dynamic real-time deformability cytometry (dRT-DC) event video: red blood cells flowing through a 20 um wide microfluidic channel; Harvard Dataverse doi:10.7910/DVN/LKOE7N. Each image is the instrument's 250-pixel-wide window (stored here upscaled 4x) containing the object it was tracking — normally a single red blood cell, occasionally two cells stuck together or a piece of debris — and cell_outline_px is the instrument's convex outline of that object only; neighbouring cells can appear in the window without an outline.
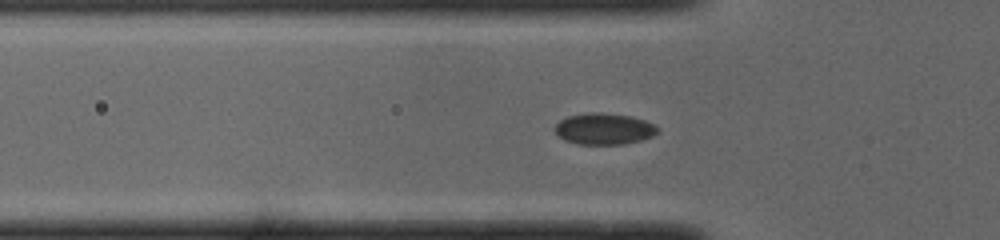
{"species": "common noctule bat (a hibernating species)", "species_latin": "Nyctalus noctula", "temperature_condition": "cold", "stored_images_in_passage": 45, "camera_frame_rate_fps": 3000, "um_per_image_px": 0.085, "animal": {"sex": "male", "body_mass_g": 19.0, "forearm_length_mm": 50.8}, "frame": {"image": 1, "passage_image": 8, "time_ms": 2.333, "image_size_px": [1000, 240], "cell_outline_px": [[660, 128], [652, 136], [640, 140], [624, 144], [576, 144], [564, 140], [556, 132], [556, 124], [560, 120], [568, 116], [588, 112], [600, 112], [632, 116], [656, 124]], "centroid_in_image_um": [51.36, 10.94], "position_along_channel_um": 74.4, "area_um2": 18.79}}
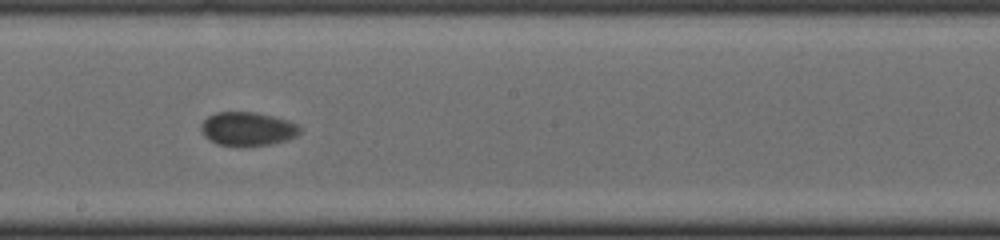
{"frame": {"image": 2, "passage_image": 20, "time_ms": 6.333, "image_size_px": [1000, 240], "cell_outline_px": [[300, 132], [296, 136], [288, 140], [268, 144], [240, 148], [216, 144], [208, 140], [204, 136], [200, 128], [200, 124], [208, 116], [216, 112], [256, 112], [288, 120], [296, 124], [300, 128]], "centroid_in_image_um": [21.0, 10.98], "position_along_channel_um": 227.2, "area_um2": 19.83}}
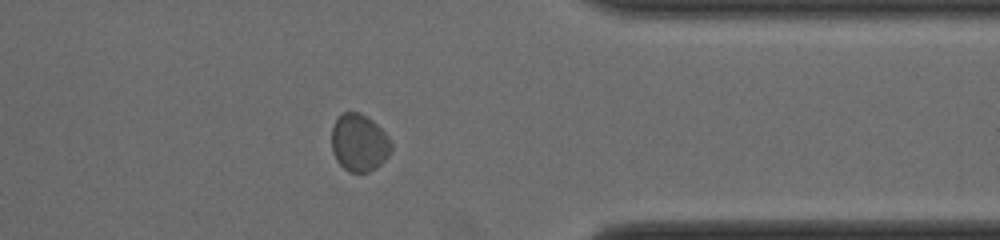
{"frame": {"image": 3, "passage_image": 33, "time_ms": 10.667, "image_size_px": [1000, 240], "cell_outline_px": [[392, 148], [388, 156], [376, 168], [368, 172], [348, 172], [336, 160], [332, 152], [332, 128], [336, 120], [344, 112], [360, 112], [372, 120], [388, 136], [392, 144]], "centroid_in_image_um": [30.53, 12.14], "position_along_channel_um": 380.9, "area_um2": 19.88}, "authors_computed_cell_mechanics": {"area_um2": 19.4208, "velocity_mm_per_s": 3.8257, "shape_relaxation_time_tau1_ms": 7.901, "shape_relaxation_time_tau2_ms": 2.9434, "deformation_change_tau1": 0.0853, "deformation_change_tau2": 0.0294}}